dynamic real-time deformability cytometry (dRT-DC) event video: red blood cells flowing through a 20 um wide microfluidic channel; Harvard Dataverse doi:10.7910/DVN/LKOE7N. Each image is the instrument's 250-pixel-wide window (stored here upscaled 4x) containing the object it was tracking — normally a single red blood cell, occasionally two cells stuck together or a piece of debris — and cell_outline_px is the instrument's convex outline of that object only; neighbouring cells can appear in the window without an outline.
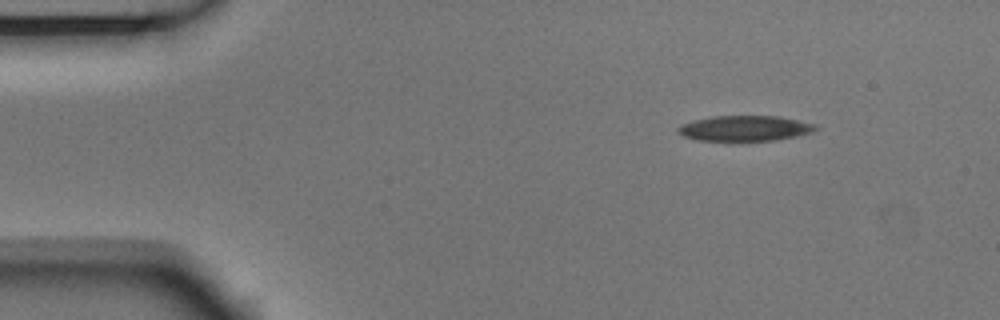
{"species": "Egyptian fruit bat (a non-hibernating species)", "species_latin": "Rousettus aegyptiacus", "temperature_condition": "room temperature", "stored_images_in_passage": 3, "camera_frame_rate_fps": 3000, "um_per_image_px": 0.085, "animal": {"sex": "male"}, "frame": {"image": 1, "passage_image": 1, "time_ms": 0.0, "image_size_px": [1000, 320], "cell_outline_px": [[820, 128], [816, 132], [796, 136], [772, 140], [732, 144], [696, 140], [684, 136], [676, 132], [676, 128], [680, 124], [692, 120], [712, 116], [776, 116], [816, 124]], "centroid_in_image_um": [63.25, 10.95], "position_along_channel_um": 21.8, "area_um2": 21.5}}